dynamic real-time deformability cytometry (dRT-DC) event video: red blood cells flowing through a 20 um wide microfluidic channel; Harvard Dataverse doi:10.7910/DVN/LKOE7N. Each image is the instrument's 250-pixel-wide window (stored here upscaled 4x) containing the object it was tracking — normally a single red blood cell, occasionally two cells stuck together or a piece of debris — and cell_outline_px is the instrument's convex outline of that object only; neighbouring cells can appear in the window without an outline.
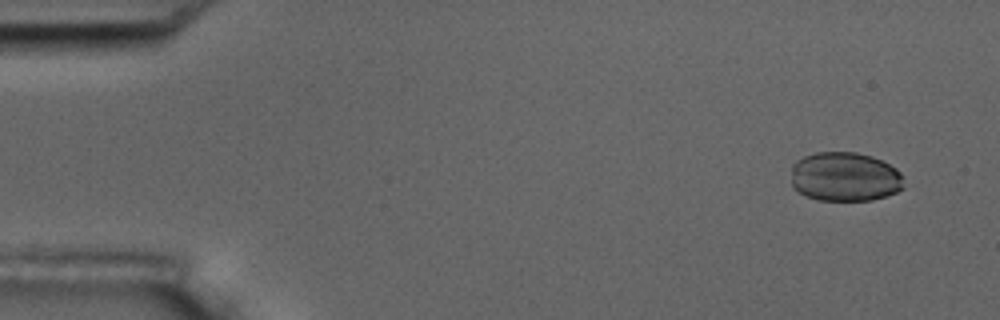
{"species": "common noctule bat (a hibernating species)", "species_latin": "Nyctalus noctula", "temperature_condition": "room temperature", "stored_images_in_passage": 6, "camera_frame_rate_fps": 3000, "um_per_image_px": 0.085, "animal": {"sex": "male", "body_mass_g": 17.5, "forearm_length_mm": 52.3}, "frame": {"image": 1, "passage_image": 1, "time_ms": 0.0, "image_size_px": [1000, 320], "cell_outline_px": [[904, 188], [896, 192], [872, 200], [816, 200], [792, 188], [792, 164], [796, 160], [804, 156], [816, 152], [856, 152], [872, 156], [896, 168], [900, 172]], "centroid_in_image_um": [71.79, 15.02], "position_along_channel_um": 13.2, "area_um2": 32.43}}